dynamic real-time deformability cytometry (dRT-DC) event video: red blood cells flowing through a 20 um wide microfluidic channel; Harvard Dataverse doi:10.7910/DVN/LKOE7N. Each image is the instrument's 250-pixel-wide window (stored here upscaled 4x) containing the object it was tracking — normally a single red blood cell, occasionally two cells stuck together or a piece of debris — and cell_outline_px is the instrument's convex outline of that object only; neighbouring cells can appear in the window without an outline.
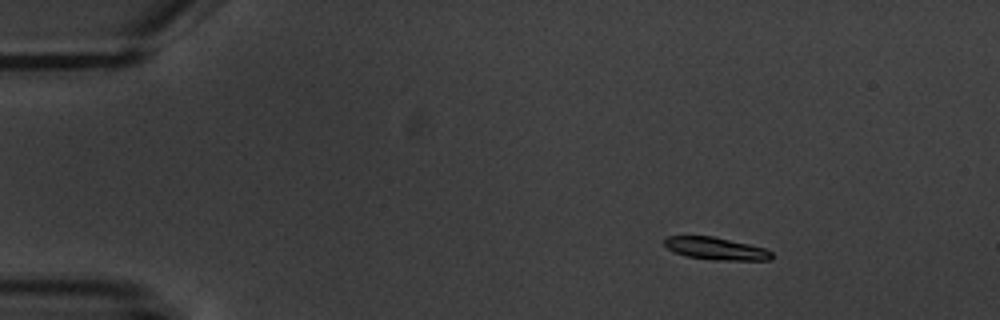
{"species": "common noctule bat (a hibernating species)", "species_latin": "Nyctalus noctula", "temperature_condition": "warm", "stored_images_in_passage": 4, "camera_frame_rate_fps": 3000, "um_per_image_px": 0.085, "animal": {"sex": "male", "body_mass_g": 20.1, "forearm_length_mm": 53.5}, "frame": {"image": 1, "passage_image": 1, "time_ms": 0.0, "image_size_px": [1000, 320], "cell_outline_px": [[772, 256], [768, 260], [716, 260], [688, 256], [676, 252], [668, 248], [664, 244], [664, 240], [668, 236], [712, 236], [748, 244], [764, 248], [772, 252]], "centroid_in_image_um": [60.85, 21.12], "position_along_channel_um": 24.1, "area_um2": 13.7}}
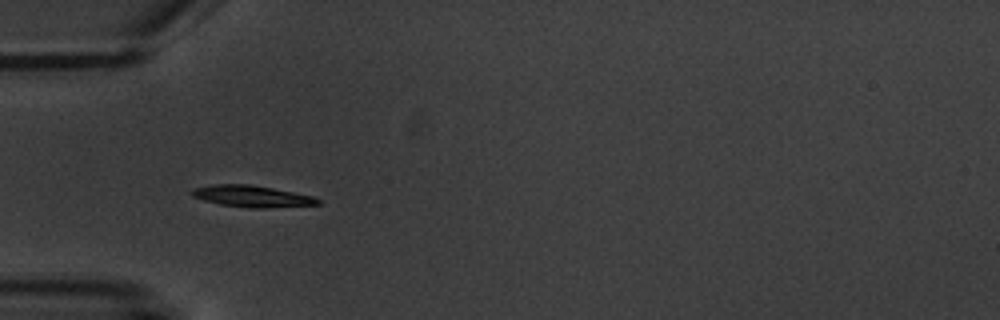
{"frame": {"image": 2, "passage_image": 3, "time_ms": 3.333, "image_size_px": [1000, 320], "cell_outline_px": [[320, 204], [264, 208], [252, 208], [220, 204], [204, 200], [192, 196], [192, 188], [216, 184], [248, 184], [272, 188], [312, 196], [320, 200]], "centroid_in_image_um": [21.4, 16.68], "position_along_channel_um": 63.6, "area_um2": 15.55}}